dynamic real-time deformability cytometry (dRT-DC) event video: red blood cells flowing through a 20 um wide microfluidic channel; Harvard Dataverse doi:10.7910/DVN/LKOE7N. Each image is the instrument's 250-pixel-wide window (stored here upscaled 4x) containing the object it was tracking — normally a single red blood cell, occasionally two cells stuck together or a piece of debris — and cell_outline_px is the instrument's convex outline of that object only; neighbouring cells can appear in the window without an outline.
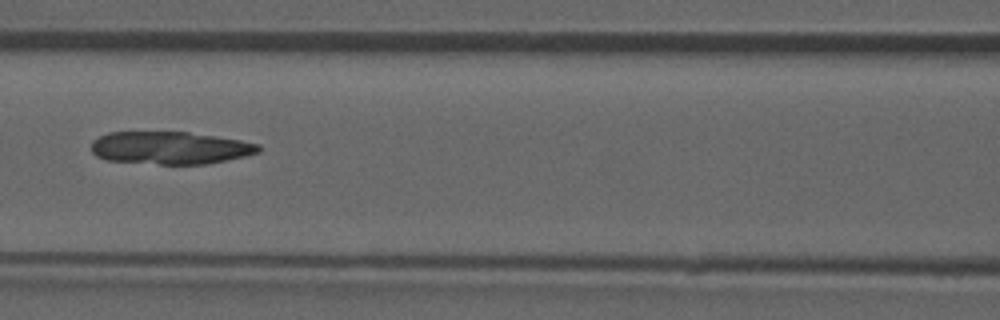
{"species": "common noctule bat (a hibernating species)", "species_latin": "Nyctalus noctula", "temperature_condition": "room temperature", "stored_images_in_passage": 52, "camera_frame_rate_fps": 3000, "um_per_image_px": 0.085, "animal": {"sex": "male", "forearm_length_mm": 52.5}, "frame": {"image": 1, "passage_image": 23, "time_ms": 7.333, "image_size_px": [1000, 320], "cell_outline_px": [[260, 152], [244, 156], [204, 164], [160, 164], [104, 160], [96, 156], [92, 152], [92, 140], [108, 132], [188, 132], [216, 136], [240, 140], [260, 144]], "centroid_in_image_um": [14.43, 12.56], "position_along_channel_um": 152.2, "area_um2": 31.73}}